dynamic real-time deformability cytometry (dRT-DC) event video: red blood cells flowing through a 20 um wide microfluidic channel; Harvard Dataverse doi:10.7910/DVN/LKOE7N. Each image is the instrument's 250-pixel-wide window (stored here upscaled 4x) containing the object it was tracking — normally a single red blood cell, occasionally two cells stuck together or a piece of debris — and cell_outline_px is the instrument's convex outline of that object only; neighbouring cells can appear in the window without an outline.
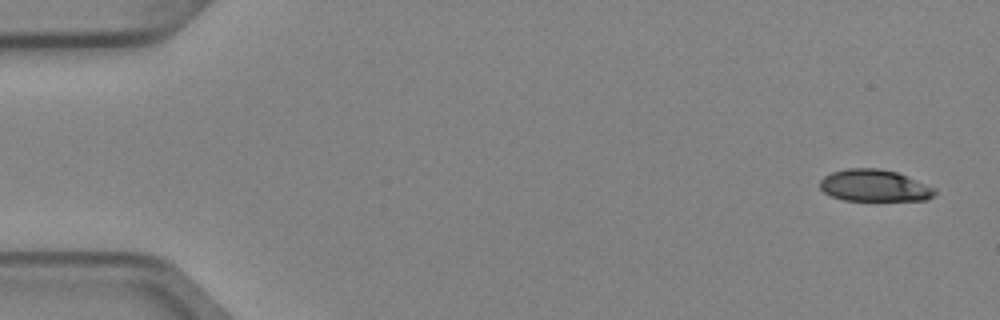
{"species": "Egyptian fruit bat (a non-hibernating species)", "species_latin": "Rousettus aegyptiacus", "temperature_condition": "cold", "stored_images_in_passage": 4, "camera_frame_rate_fps": 3000, "um_per_image_px": 0.085, "animal": {"sex": "female"}, "frame": {"image": 1, "passage_image": 1, "time_ms": 0.0, "image_size_px": [1000, 320], "cell_outline_px": [[936, 196], [928, 200], [844, 200], [832, 196], [824, 192], [820, 188], [820, 180], [824, 176], [832, 172], [848, 168], [880, 168], [896, 172], [936, 188]], "centroid_in_image_um": [74.34, 15.78], "position_along_channel_um": 10.7, "area_um2": 21.33}}
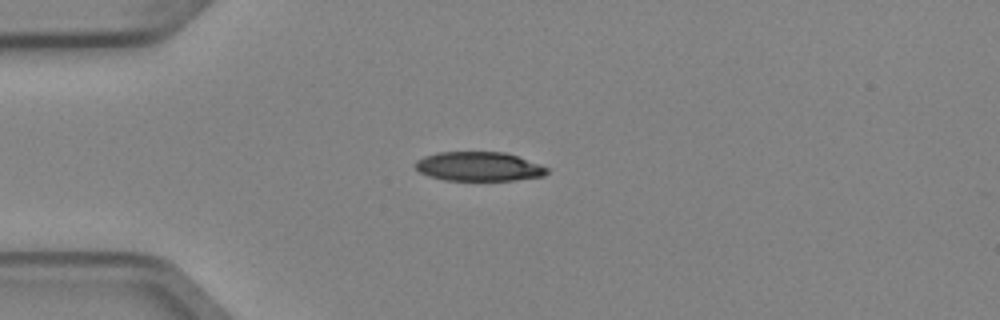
{"frame": {"image": 2, "passage_image": 4, "time_ms": 1.0, "image_size_px": [1000, 320], "cell_outline_px": [[548, 172], [544, 176], [512, 180], [444, 180], [420, 172], [416, 168], [416, 160], [424, 156], [436, 152], [504, 152], [540, 164], [548, 168]], "centroid_in_image_um": [40.7, 14.14], "position_along_channel_um": 44.3, "area_um2": 22.2}}